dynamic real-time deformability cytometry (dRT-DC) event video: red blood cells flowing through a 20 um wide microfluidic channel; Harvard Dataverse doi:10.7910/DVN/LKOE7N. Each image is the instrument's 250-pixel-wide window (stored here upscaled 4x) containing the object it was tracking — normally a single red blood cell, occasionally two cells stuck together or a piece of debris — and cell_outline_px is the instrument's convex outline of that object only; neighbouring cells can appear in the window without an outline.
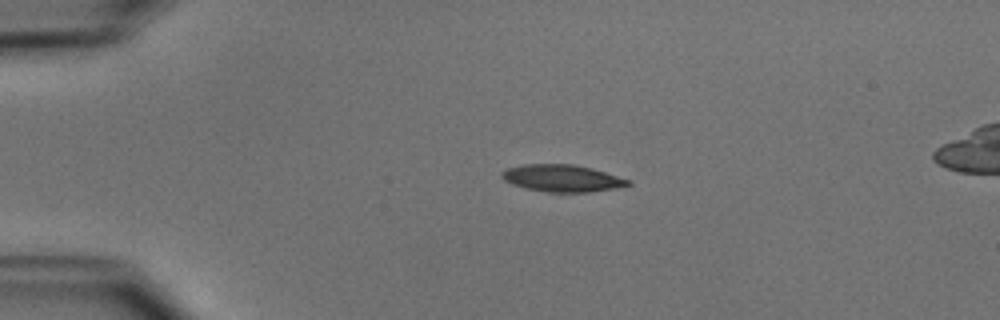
{"species": "common noctule bat (a hibernating species)", "species_latin": "Nyctalus noctula", "temperature_condition": "cold", "stored_images_in_passage": 41, "camera_frame_rate_fps": 3000, "um_per_image_px": 0.085, "animal": {"sex": "male", "body_mass_g": 15.6}, "frame": {"image": 1, "passage_image": 1, "time_ms": 0.0, "image_size_px": [1000, 320], "cell_outline_px": [[632, 184], [616, 188], [588, 192], [548, 192], [528, 188], [512, 184], [504, 180], [500, 176], [500, 172], [508, 168], [524, 164], [572, 164], [592, 168], [632, 180]], "centroid_in_image_um": [47.8, 15.14], "position_along_channel_um": 37.2, "area_um2": 19.88}}
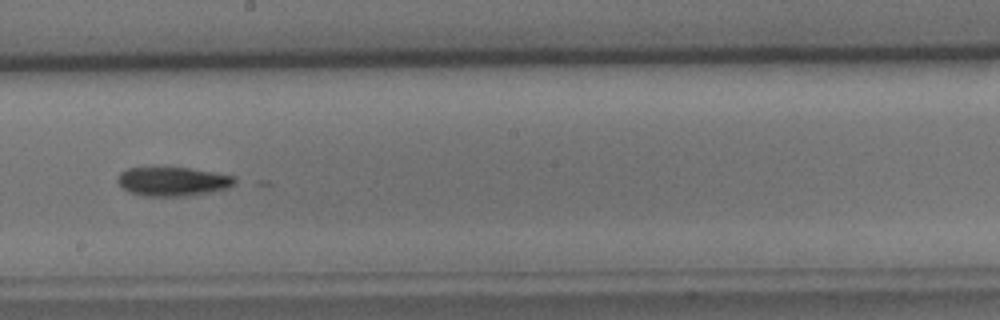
{"frame": {"image": 2, "passage_image": 19, "time_ms": 6.0, "image_size_px": [1000, 320], "cell_outline_px": [[244, 180], [228, 188], [208, 192], [184, 196], [148, 196], [128, 192], [116, 180], [120, 172], [128, 168], [188, 168], [236, 176]], "centroid_in_image_um": [14.77, 15.42], "position_along_channel_um": 233.4, "area_um2": 19.83}}
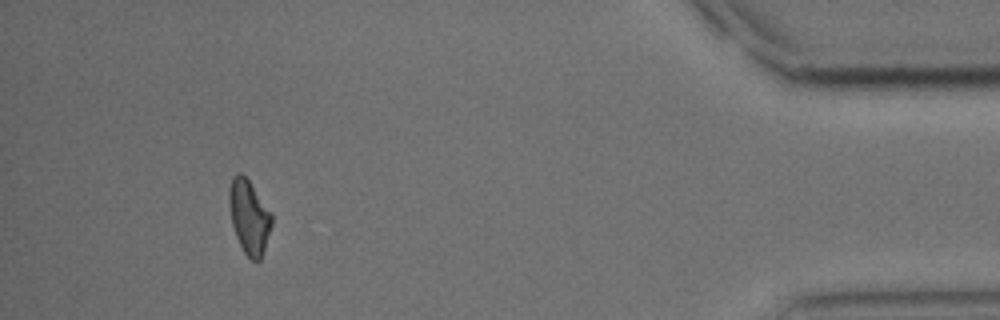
{"frame": {"image": 3, "passage_image": 37, "time_ms": 12.0, "image_size_px": [1000, 320], "cell_outline_px": [[272, 224], [260, 260], [252, 260], [244, 252], [236, 236], [232, 224], [228, 204], [228, 188], [232, 176], [236, 172], [240, 172], [248, 180], [272, 212]], "centroid_in_image_um": [21.15, 18.38], "position_along_channel_um": 414.0, "area_um2": 18.32}, "authors_computed_cell_mechanics": {"area_um2": 19.8254, "velocity_mm_per_s": 3.9423, "shape_relaxation_time_tau1_ms": null, "shape_relaxation_time_tau2_ms": 3.53, "deformation_change_tau1": null, "deformation_change_tau2": 0.1171}}